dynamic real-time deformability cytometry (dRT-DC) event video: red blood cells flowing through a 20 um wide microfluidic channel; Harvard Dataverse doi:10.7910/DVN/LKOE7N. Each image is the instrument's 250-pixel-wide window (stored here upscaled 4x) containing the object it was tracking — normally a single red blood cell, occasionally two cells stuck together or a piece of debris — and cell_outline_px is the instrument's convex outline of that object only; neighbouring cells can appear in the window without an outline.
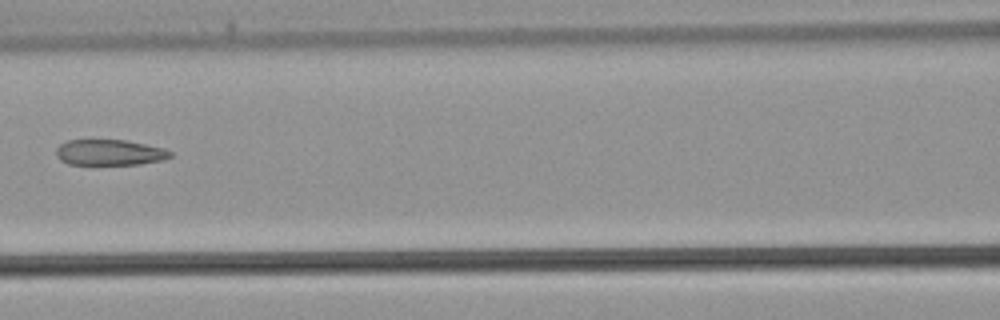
{"species": "common noctule bat (a hibernating species)", "species_latin": "Nyctalus noctula", "temperature_condition": "warm", "stored_images_in_passage": 41, "camera_frame_rate_fps": 3000, "um_per_image_px": 0.085, "animal": {"sex": "male", "body_mass_g": 21.5, "forearm_length_mm": 52.0}, "frame": {"image": 1, "passage_image": 18, "time_ms": 5.667, "image_size_px": [1000, 320], "cell_outline_px": [[172, 156], [160, 160], [140, 164], [68, 164], [60, 160], [56, 156], [56, 148], [60, 144], [68, 140], [124, 140], [164, 148], [172, 152]], "centroid_in_image_um": [9.28, 12.96], "position_along_channel_um": 157.3, "area_um2": 16.99}}
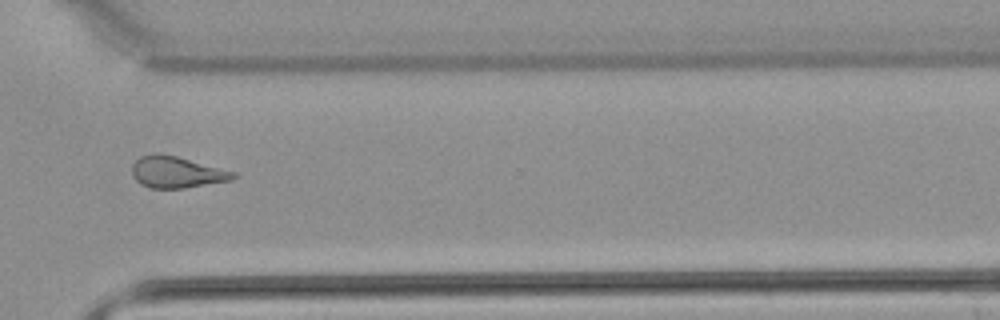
{"frame": {"image": 2, "passage_image": 30, "time_ms": 9.667, "image_size_px": [1000, 320], "cell_outline_px": [[236, 176], [232, 180], [184, 188], [148, 188], [140, 184], [132, 176], [132, 164], [140, 156], [176, 156], [236, 172]], "centroid_in_image_um": [15.02, 14.67], "position_along_channel_um": 355.6, "area_um2": 18.09}}